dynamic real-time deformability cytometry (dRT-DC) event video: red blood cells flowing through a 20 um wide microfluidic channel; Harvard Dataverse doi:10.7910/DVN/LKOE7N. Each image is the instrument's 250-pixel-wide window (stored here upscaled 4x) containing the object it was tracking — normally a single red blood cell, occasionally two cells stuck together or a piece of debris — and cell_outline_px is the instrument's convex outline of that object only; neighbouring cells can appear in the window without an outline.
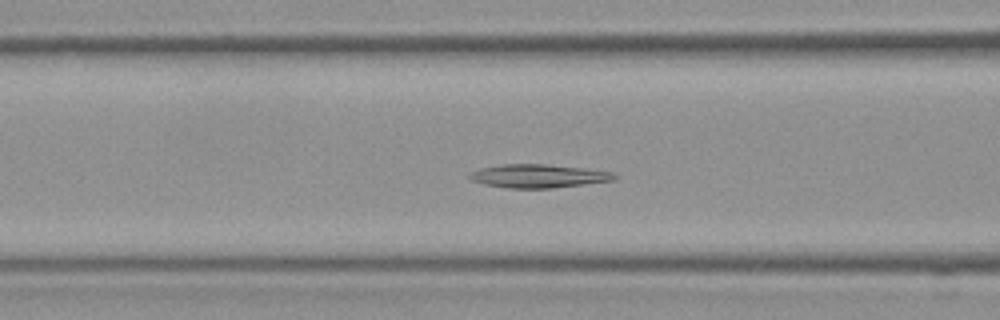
{"species": "Egyptian fruit bat (a non-hibernating species)", "species_latin": "Rousettus aegyptiacus", "temperature_condition": "room temperature", "stored_images_in_passage": 32, "camera_frame_rate_fps": 3000, "um_per_image_px": 0.085, "frame": {"image": 1, "passage_image": 11, "time_ms": 3.333, "image_size_px": [1000, 320], "cell_outline_px": [[616, 180], [552, 188], [508, 188], [484, 184], [472, 180], [468, 176], [472, 172], [480, 168], [500, 164], [544, 164], [580, 168], [612, 172], [616, 176]], "centroid_in_image_um": [45.73, 14.96], "position_along_channel_um": 120.9, "area_um2": 19.54}}
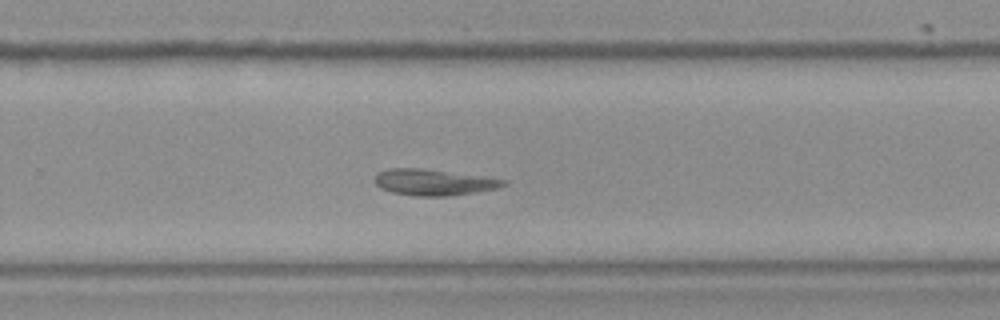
{"frame": {"image": 2, "passage_image": 20, "time_ms": 6.333, "image_size_px": [1000, 320], "cell_outline_px": [[508, 184], [496, 188], [448, 196], [416, 196], [392, 192], [380, 188], [372, 180], [376, 172], [388, 168], [420, 168], [480, 176], [508, 180]], "centroid_in_image_um": [36.78, 15.48], "position_along_channel_um": 293.0, "area_um2": 19.54}}
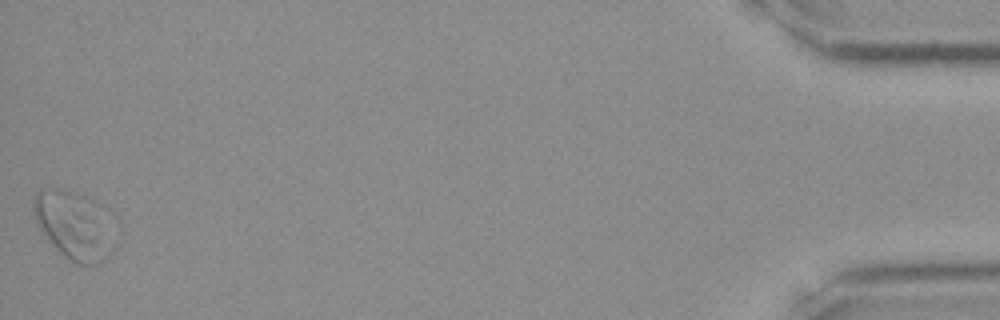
{"frame": {"image": 3, "passage_image": 32, "time_ms": 10.333, "image_size_px": [1000, 320], "cell_outline_px": [[116, 248], [100, 264], [76, 264], [64, 256], [56, 248], [36, 224], [32, 212], [32, 200], [36, 192], [40, 188], [60, 188], [84, 196], [116, 244]], "centroid_in_image_um": [6.12, 19.2], "position_along_channel_um": 429.1, "area_um2": 30.4}}